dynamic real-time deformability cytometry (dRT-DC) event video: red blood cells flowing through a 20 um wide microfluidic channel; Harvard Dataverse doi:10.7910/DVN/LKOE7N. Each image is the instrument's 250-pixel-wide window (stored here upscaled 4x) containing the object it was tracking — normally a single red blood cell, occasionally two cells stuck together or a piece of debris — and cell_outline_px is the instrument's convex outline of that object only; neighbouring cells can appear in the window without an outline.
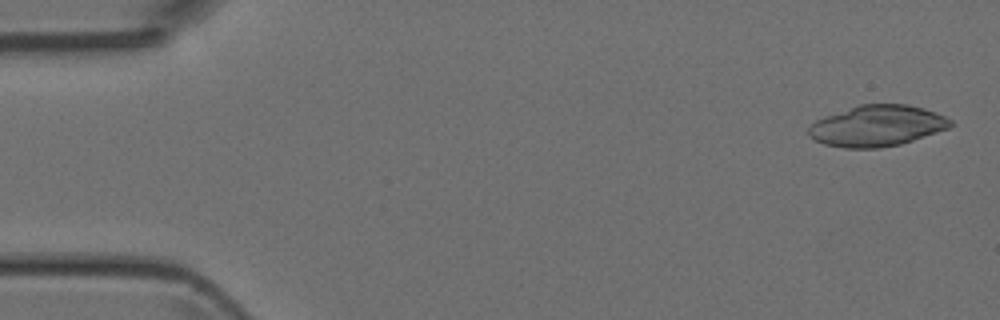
{"species": "Egyptian fruit bat (a non-hibernating species)", "species_latin": "Rousettus aegyptiacus", "temperature_condition": "room temperature", "stored_images_in_passage": 47, "segment_of_instrument_passage": [1, 2], "camera_frame_rate_fps": 3000, "um_per_image_px": 0.085, "animal": {"sex": "female"}, "frame": {"image": 1, "passage_image": 2, "time_ms": 0.333, "image_size_px": [1000, 320], "cell_outline_px": [[952, 124], [948, 128], [900, 144], [880, 148], [844, 148], [824, 144], [808, 136], [808, 128], [816, 120], [824, 116], [860, 104], [908, 104], [924, 108], [936, 112], [952, 120]], "centroid_in_image_um": [74.53, 10.69], "position_along_channel_um": 10.5, "area_um2": 33.81}}